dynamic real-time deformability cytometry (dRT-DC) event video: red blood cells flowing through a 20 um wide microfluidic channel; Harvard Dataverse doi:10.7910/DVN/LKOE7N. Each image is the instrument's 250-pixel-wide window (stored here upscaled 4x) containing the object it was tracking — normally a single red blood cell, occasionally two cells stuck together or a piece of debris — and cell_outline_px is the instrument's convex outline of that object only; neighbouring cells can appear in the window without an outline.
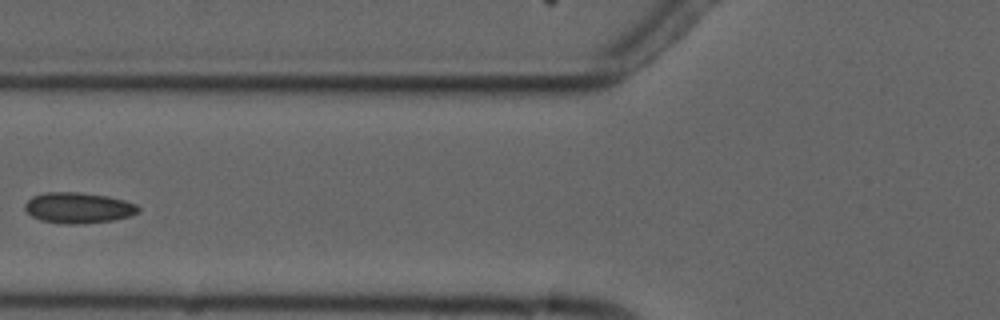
{"species": "common noctule bat (a hibernating species)", "species_latin": "Nyctalus noctula", "temperature_condition": "cold", "stored_images_in_passage": 5, "camera_frame_rate_fps": 3000, "um_per_image_px": 0.085, "animal": {"sex": "male", "forearm_length_mm": 52.5}, "frame": {"image": 1, "passage_image": 4, "time_ms": 4.333, "image_size_px": [1000, 320], "cell_outline_px": [[140, 212], [128, 216], [112, 220], [84, 224], [64, 224], [40, 220], [32, 216], [24, 208], [24, 204], [32, 196], [44, 192], [80, 192], [108, 196], [124, 200], [136, 204], [140, 208]], "centroid_in_image_um": [6.65, 17.66], "position_along_channel_um": 119.2, "area_um2": 20.46}}
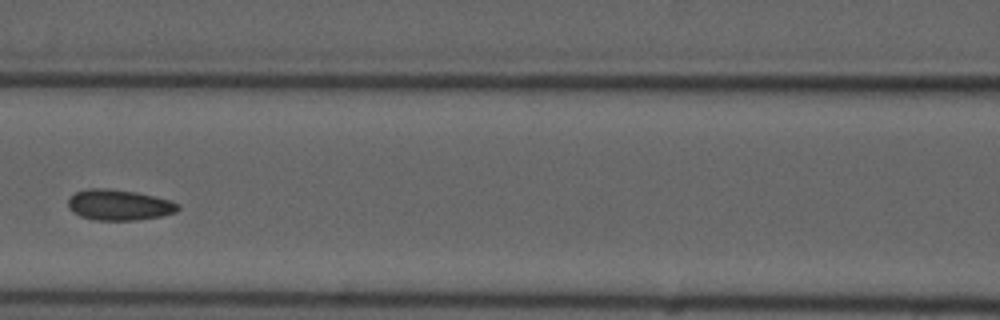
{"frame": {"image": 2, "passage_image": 5, "time_ms": 5.333, "image_size_px": [1000, 320], "cell_outline_px": [[180, 208], [176, 212], [164, 216], [140, 220], [96, 220], [80, 216], [72, 212], [68, 208], [68, 196], [76, 192], [88, 188], [108, 188], [136, 192], [168, 200], [180, 204]], "centroid_in_image_um": [10.1, 17.42], "position_along_channel_um": 156.5, "area_um2": 19.88}}